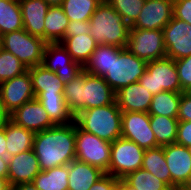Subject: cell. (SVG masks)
Wrapping results in <instances>:
<instances>
[{"instance_id":"obj_1","label":"cell","mask_w":191,"mask_h":190,"mask_svg":"<svg viewBox=\"0 0 191 190\" xmlns=\"http://www.w3.org/2000/svg\"><path fill=\"white\" fill-rule=\"evenodd\" d=\"M33 151L41 171L68 165L76 158L75 121L35 133Z\"/></svg>"},{"instance_id":"obj_2","label":"cell","mask_w":191,"mask_h":190,"mask_svg":"<svg viewBox=\"0 0 191 190\" xmlns=\"http://www.w3.org/2000/svg\"><path fill=\"white\" fill-rule=\"evenodd\" d=\"M64 100L75 116L86 109L112 104L115 101V92L103 77L83 69L65 85Z\"/></svg>"},{"instance_id":"obj_3","label":"cell","mask_w":191,"mask_h":190,"mask_svg":"<svg viewBox=\"0 0 191 190\" xmlns=\"http://www.w3.org/2000/svg\"><path fill=\"white\" fill-rule=\"evenodd\" d=\"M89 21L90 35L98 45L126 48L130 26L106 0L102 1Z\"/></svg>"},{"instance_id":"obj_4","label":"cell","mask_w":191,"mask_h":190,"mask_svg":"<svg viewBox=\"0 0 191 190\" xmlns=\"http://www.w3.org/2000/svg\"><path fill=\"white\" fill-rule=\"evenodd\" d=\"M75 123L84 131L108 142L121 137L122 111L116 100L109 105L86 109L74 116Z\"/></svg>"},{"instance_id":"obj_5","label":"cell","mask_w":191,"mask_h":190,"mask_svg":"<svg viewBox=\"0 0 191 190\" xmlns=\"http://www.w3.org/2000/svg\"><path fill=\"white\" fill-rule=\"evenodd\" d=\"M46 44L24 28L1 36V48L12 53L27 68L42 64Z\"/></svg>"},{"instance_id":"obj_6","label":"cell","mask_w":191,"mask_h":190,"mask_svg":"<svg viewBox=\"0 0 191 190\" xmlns=\"http://www.w3.org/2000/svg\"><path fill=\"white\" fill-rule=\"evenodd\" d=\"M138 82L153 95L163 91L182 92L175 61L168 57L147 62Z\"/></svg>"},{"instance_id":"obj_7","label":"cell","mask_w":191,"mask_h":190,"mask_svg":"<svg viewBox=\"0 0 191 190\" xmlns=\"http://www.w3.org/2000/svg\"><path fill=\"white\" fill-rule=\"evenodd\" d=\"M147 62L124 48L113 57L110 71L103 77L116 93L129 84L138 82L146 71Z\"/></svg>"},{"instance_id":"obj_8","label":"cell","mask_w":191,"mask_h":190,"mask_svg":"<svg viewBox=\"0 0 191 190\" xmlns=\"http://www.w3.org/2000/svg\"><path fill=\"white\" fill-rule=\"evenodd\" d=\"M145 150L133 141L118 138L111 143L109 168L106 172L118 179L142 167Z\"/></svg>"},{"instance_id":"obj_9","label":"cell","mask_w":191,"mask_h":190,"mask_svg":"<svg viewBox=\"0 0 191 190\" xmlns=\"http://www.w3.org/2000/svg\"><path fill=\"white\" fill-rule=\"evenodd\" d=\"M76 160L100 168L105 173L110 162L111 142L82 130L75 123Z\"/></svg>"},{"instance_id":"obj_10","label":"cell","mask_w":191,"mask_h":190,"mask_svg":"<svg viewBox=\"0 0 191 190\" xmlns=\"http://www.w3.org/2000/svg\"><path fill=\"white\" fill-rule=\"evenodd\" d=\"M126 49L146 62L166 57L163 30L130 28Z\"/></svg>"},{"instance_id":"obj_11","label":"cell","mask_w":191,"mask_h":190,"mask_svg":"<svg viewBox=\"0 0 191 190\" xmlns=\"http://www.w3.org/2000/svg\"><path fill=\"white\" fill-rule=\"evenodd\" d=\"M33 99H35V95L28 70L19 76L0 83V109L7 116Z\"/></svg>"},{"instance_id":"obj_12","label":"cell","mask_w":191,"mask_h":190,"mask_svg":"<svg viewBox=\"0 0 191 190\" xmlns=\"http://www.w3.org/2000/svg\"><path fill=\"white\" fill-rule=\"evenodd\" d=\"M121 137L133 141L144 150L159 146L150 127V115L145 112L122 111Z\"/></svg>"},{"instance_id":"obj_13","label":"cell","mask_w":191,"mask_h":190,"mask_svg":"<svg viewBox=\"0 0 191 190\" xmlns=\"http://www.w3.org/2000/svg\"><path fill=\"white\" fill-rule=\"evenodd\" d=\"M41 65L56 73L63 85L69 83L83 70L60 42L46 44Z\"/></svg>"},{"instance_id":"obj_14","label":"cell","mask_w":191,"mask_h":190,"mask_svg":"<svg viewBox=\"0 0 191 190\" xmlns=\"http://www.w3.org/2000/svg\"><path fill=\"white\" fill-rule=\"evenodd\" d=\"M166 57L175 60L191 55V25L173 18L163 28Z\"/></svg>"},{"instance_id":"obj_15","label":"cell","mask_w":191,"mask_h":190,"mask_svg":"<svg viewBox=\"0 0 191 190\" xmlns=\"http://www.w3.org/2000/svg\"><path fill=\"white\" fill-rule=\"evenodd\" d=\"M170 0H145L137 20L130 26L135 29L163 30L173 18Z\"/></svg>"},{"instance_id":"obj_16","label":"cell","mask_w":191,"mask_h":190,"mask_svg":"<svg viewBox=\"0 0 191 190\" xmlns=\"http://www.w3.org/2000/svg\"><path fill=\"white\" fill-rule=\"evenodd\" d=\"M171 175V190L185 186L191 177V155L187 147L177 143L163 146Z\"/></svg>"},{"instance_id":"obj_17","label":"cell","mask_w":191,"mask_h":190,"mask_svg":"<svg viewBox=\"0 0 191 190\" xmlns=\"http://www.w3.org/2000/svg\"><path fill=\"white\" fill-rule=\"evenodd\" d=\"M8 118L16 125L31 130L34 133L55 126L42 104L36 98L17 108Z\"/></svg>"},{"instance_id":"obj_18","label":"cell","mask_w":191,"mask_h":190,"mask_svg":"<svg viewBox=\"0 0 191 190\" xmlns=\"http://www.w3.org/2000/svg\"><path fill=\"white\" fill-rule=\"evenodd\" d=\"M38 158L33 149L8 157V181L14 186L32 182L40 172Z\"/></svg>"},{"instance_id":"obj_19","label":"cell","mask_w":191,"mask_h":190,"mask_svg":"<svg viewBox=\"0 0 191 190\" xmlns=\"http://www.w3.org/2000/svg\"><path fill=\"white\" fill-rule=\"evenodd\" d=\"M153 94L139 82L129 84L115 93V100L121 111L148 113Z\"/></svg>"},{"instance_id":"obj_20","label":"cell","mask_w":191,"mask_h":190,"mask_svg":"<svg viewBox=\"0 0 191 190\" xmlns=\"http://www.w3.org/2000/svg\"><path fill=\"white\" fill-rule=\"evenodd\" d=\"M24 29L45 41V17L49 5L44 0H19Z\"/></svg>"},{"instance_id":"obj_21","label":"cell","mask_w":191,"mask_h":190,"mask_svg":"<svg viewBox=\"0 0 191 190\" xmlns=\"http://www.w3.org/2000/svg\"><path fill=\"white\" fill-rule=\"evenodd\" d=\"M104 174L98 167L72 160L68 164V190H89Z\"/></svg>"},{"instance_id":"obj_22","label":"cell","mask_w":191,"mask_h":190,"mask_svg":"<svg viewBox=\"0 0 191 190\" xmlns=\"http://www.w3.org/2000/svg\"><path fill=\"white\" fill-rule=\"evenodd\" d=\"M5 129L7 158L21 152L33 149V139L35 133L16 125L7 118L2 126Z\"/></svg>"},{"instance_id":"obj_23","label":"cell","mask_w":191,"mask_h":190,"mask_svg":"<svg viewBox=\"0 0 191 190\" xmlns=\"http://www.w3.org/2000/svg\"><path fill=\"white\" fill-rule=\"evenodd\" d=\"M35 98L55 125H66L74 121V115L64 100V93H38Z\"/></svg>"},{"instance_id":"obj_24","label":"cell","mask_w":191,"mask_h":190,"mask_svg":"<svg viewBox=\"0 0 191 190\" xmlns=\"http://www.w3.org/2000/svg\"><path fill=\"white\" fill-rule=\"evenodd\" d=\"M123 49L111 45H98L83 69L90 74L104 77L110 71L113 57H118Z\"/></svg>"},{"instance_id":"obj_25","label":"cell","mask_w":191,"mask_h":190,"mask_svg":"<svg viewBox=\"0 0 191 190\" xmlns=\"http://www.w3.org/2000/svg\"><path fill=\"white\" fill-rule=\"evenodd\" d=\"M71 55L72 59L82 67L86 65L98 44L90 34L64 37L60 42Z\"/></svg>"},{"instance_id":"obj_26","label":"cell","mask_w":191,"mask_h":190,"mask_svg":"<svg viewBox=\"0 0 191 190\" xmlns=\"http://www.w3.org/2000/svg\"><path fill=\"white\" fill-rule=\"evenodd\" d=\"M31 76L34 95L38 93H64L62 84L56 73L51 72L42 65L27 69Z\"/></svg>"},{"instance_id":"obj_27","label":"cell","mask_w":191,"mask_h":190,"mask_svg":"<svg viewBox=\"0 0 191 190\" xmlns=\"http://www.w3.org/2000/svg\"><path fill=\"white\" fill-rule=\"evenodd\" d=\"M69 22L61 6H50L45 17V42H61Z\"/></svg>"},{"instance_id":"obj_28","label":"cell","mask_w":191,"mask_h":190,"mask_svg":"<svg viewBox=\"0 0 191 190\" xmlns=\"http://www.w3.org/2000/svg\"><path fill=\"white\" fill-rule=\"evenodd\" d=\"M141 168L155 175L171 189V175L164 156L163 146L145 150Z\"/></svg>"},{"instance_id":"obj_29","label":"cell","mask_w":191,"mask_h":190,"mask_svg":"<svg viewBox=\"0 0 191 190\" xmlns=\"http://www.w3.org/2000/svg\"><path fill=\"white\" fill-rule=\"evenodd\" d=\"M68 165H61L40 171L33 184L39 190H68Z\"/></svg>"},{"instance_id":"obj_30","label":"cell","mask_w":191,"mask_h":190,"mask_svg":"<svg viewBox=\"0 0 191 190\" xmlns=\"http://www.w3.org/2000/svg\"><path fill=\"white\" fill-rule=\"evenodd\" d=\"M177 117L150 115V127L159 146L169 145L176 142L178 131Z\"/></svg>"},{"instance_id":"obj_31","label":"cell","mask_w":191,"mask_h":190,"mask_svg":"<svg viewBox=\"0 0 191 190\" xmlns=\"http://www.w3.org/2000/svg\"><path fill=\"white\" fill-rule=\"evenodd\" d=\"M23 28L19 0H0V37Z\"/></svg>"},{"instance_id":"obj_32","label":"cell","mask_w":191,"mask_h":190,"mask_svg":"<svg viewBox=\"0 0 191 190\" xmlns=\"http://www.w3.org/2000/svg\"><path fill=\"white\" fill-rule=\"evenodd\" d=\"M182 92L163 91L153 95L149 115L177 117Z\"/></svg>"},{"instance_id":"obj_33","label":"cell","mask_w":191,"mask_h":190,"mask_svg":"<svg viewBox=\"0 0 191 190\" xmlns=\"http://www.w3.org/2000/svg\"><path fill=\"white\" fill-rule=\"evenodd\" d=\"M103 0H64L61 7L70 21H89Z\"/></svg>"},{"instance_id":"obj_34","label":"cell","mask_w":191,"mask_h":190,"mask_svg":"<svg viewBox=\"0 0 191 190\" xmlns=\"http://www.w3.org/2000/svg\"><path fill=\"white\" fill-rule=\"evenodd\" d=\"M123 180L137 190H171L162 180L142 168L129 173Z\"/></svg>"},{"instance_id":"obj_35","label":"cell","mask_w":191,"mask_h":190,"mask_svg":"<svg viewBox=\"0 0 191 190\" xmlns=\"http://www.w3.org/2000/svg\"><path fill=\"white\" fill-rule=\"evenodd\" d=\"M27 69L12 53L0 48V83L23 74Z\"/></svg>"},{"instance_id":"obj_36","label":"cell","mask_w":191,"mask_h":190,"mask_svg":"<svg viewBox=\"0 0 191 190\" xmlns=\"http://www.w3.org/2000/svg\"><path fill=\"white\" fill-rule=\"evenodd\" d=\"M131 26L141 13L145 0H106Z\"/></svg>"},{"instance_id":"obj_37","label":"cell","mask_w":191,"mask_h":190,"mask_svg":"<svg viewBox=\"0 0 191 190\" xmlns=\"http://www.w3.org/2000/svg\"><path fill=\"white\" fill-rule=\"evenodd\" d=\"M175 66L178 71L182 92H186L191 88V55L183 59L175 60Z\"/></svg>"},{"instance_id":"obj_38","label":"cell","mask_w":191,"mask_h":190,"mask_svg":"<svg viewBox=\"0 0 191 190\" xmlns=\"http://www.w3.org/2000/svg\"><path fill=\"white\" fill-rule=\"evenodd\" d=\"M174 17L191 25V0H177L173 2Z\"/></svg>"},{"instance_id":"obj_39","label":"cell","mask_w":191,"mask_h":190,"mask_svg":"<svg viewBox=\"0 0 191 190\" xmlns=\"http://www.w3.org/2000/svg\"><path fill=\"white\" fill-rule=\"evenodd\" d=\"M185 147L191 146V121H179L176 142Z\"/></svg>"},{"instance_id":"obj_40","label":"cell","mask_w":191,"mask_h":190,"mask_svg":"<svg viewBox=\"0 0 191 190\" xmlns=\"http://www.w3.org/2000/svg\"><path fill=\"white\" fill-rule=\"evenodd\" d=\"M119 179L105 173L100 177L89 190H117Z\"/></svg>"},{"instance_id":"obj_41","label":"cell","mask_w":191,"mask_h":190,"mask_svg":"<svg viewBox=\"0 0 191 190\" xmlns=\"http://www.w3.org/2000/svg\"><path fill=\"white\" fill-rule=\"evenodd\" d=\"M177 119L179 121H191V95L187 92L181 93Z\"/></svg>"},{"instance_id":"obj_42","label":"cell","mask_w":191,"mask_h":190,"mask_svg":"<svg viewBox=\"0 0 191 190\" xmlns=\"http://www.w3.org/2000/svg\"><path fill=\"white\" fill-rule=\"evenodd\" d=\"M90 21H70L65 32V37H72L83 34H90Z\"/></svg>"},{"instance_id":"obj_43","label":"cell","mask_w":191,"mask_h":190,"mask_svg":"<svg viewBox=\"0 0 191 190\" xmlns=\"http://www.w3.org/2000/svg\"><path fill=\"white\" fill-rule=\"evenodd\" d=\"M0 157H7L5 129L0 128Z\"/></svg>"},{"instance_id":"obj_44","label":"cell","mask_w":191,"mask_h":190,"mask_svg":"<svg viewBox=\"0 0 191 190\" xmlns=\"http://www.w3.org/2000/svg\"><path fill=\"white\" fill-rule=\"evenodd\" d=\"M8 177V158L0 157V178Z\"/></svg>"},{"instance_id":"obj_45","label":"cell","mask_w":191,"mask_h":190,"mask_svg":"<svg viewBox=\"0 0 191 190\" xmlns=\"http://www.w3.org/2000/svg\"><path fill=\"white\" fill-rule=\"evenodd\" d=\"M14 190H39L33 182L21 183L13 186Z\"/></svg>"},{"instance_id":"obj_46","label":"cell","mask_w":191,"mask_h":190,"mask_svg":"<svg viewBox=\"0 0 191 190\" xmlns=\"http://www.w3.org/2000/svg\"><path fill=\"white\" fill-rule=\"evenodd\" d=\"M117 190H137L135 187L128 185L123 179H119Z\"/></svg>"},{"instance_id":"obj_47","label":"cell","mask_w":191,"mask_h":190,"mask_svg":"<svg viewBox=\"0 0 191 190\" xmlns=\"http://www.w3.org/2000/svg\"><path fill=\"white\" fill-rule=\"evenodd\" d=\"M49 6H61L64 0H44Z\"/></svg>"},{"instance_id":"obj_48","label":"cell","mask_w":191,"mask_h":190,"mask_svg":"<svg viewBox=\"0 0 191 190\" xmlns=\"http://www.w3.org/2000/svg\"><path fill=\"white\" fill-rule=\"evenodd\" d=\"M9 185L8 178H0V190H5Z\"/></svg>"},{"instance_id":"obj_49","label":"cell","mask_w":191,"mask_h":190,"mask_svg":"<svg viewBox=\"0 0 191 190\" xmlns=\"http://www.w3.org/2000/svg\"><path fill=\"white\" fill-rule=\"evenodd\" d=\"M8 116L0 109V128L3 126L4 121Z\"/></svg>"},{"instance_id":"obj_50","label":"cell","mask_w":191,"mask_h":190,"mask_svg":"<svg viewBox=\"0 0 191 190\" xmlns=\"http://www.w3.org/2000/svg\"><path fill=\"white\" fill-rule=\"evenodd\" d=\"M185 189H190L191 190V177L189 178L188 182L183 186Z\"/></svg>"},{"instance_id":"obj_51","label":"cell","mask_w":191,"mask_h":190,"mask_svg":"<svg viewBox=\"0 0 191 190\" xmlns=\"http://www.w3.org/2000/svg\"><path fill=\"white\" fill-rule=\"evenodd\" d=\"M5 190H14L12 185H9Z\"/></svg>"},{"instance_id":"obj_52","label":"cell","mask_w":191,"mask_h":190,"mask_svg":"<svg viewBox=\"0 0 191 190\" xmlns=\"http://www.w3.org/2000/svg\"><path fill=\"white\" fill-rule=\"evenodd\" d=\"M176 190H190V189H185L184 187H179Z\"/></svg>"},{"instance_id":"obj_53","label":"cell","mask_w":191,"mask_h":190,"mask_svg":"<svg viewBox=\"0 0 191 190\" xmlns=\"http://www.w3.org/2000/svg\"><path fill=\"white\" fill-rule=\"evenodd\" d=\"M187 149H188V151H189V153L191 155V146H188Z\"/></svg>"},{"instance_id":"obj_54","label":"cell","mask_w":191,"mask_h":190,"mask_svg":"<svg viewBox=\"0 0 191 190\" xmlns=\"http://www.w3.org/2000/svg\"><path fill=\"white\" fill-rule=\"evenodd\" d=\"M189 95H191V88L186 91Z\"/></svg>"}]
</instances>
